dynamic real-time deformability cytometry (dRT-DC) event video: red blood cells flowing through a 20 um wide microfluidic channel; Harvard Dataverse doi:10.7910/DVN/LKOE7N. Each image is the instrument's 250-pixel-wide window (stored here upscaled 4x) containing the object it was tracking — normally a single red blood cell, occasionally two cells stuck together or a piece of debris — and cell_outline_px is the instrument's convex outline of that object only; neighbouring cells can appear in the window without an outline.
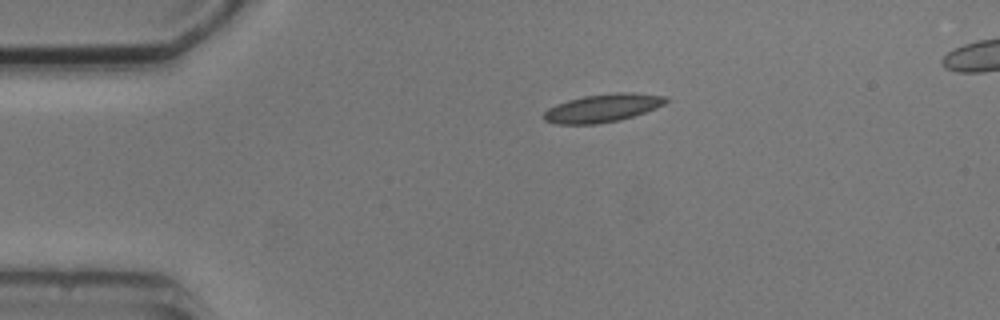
{"species": "common noctule bat (a hibernating species)", "species_latin": "Nyctalus noctula", "temperature_condition": "cold", "stored_images_in_passage": 3, "camera_frame_rate_fps": 3000, "um_per_image_px": 0.085, "animal": {"sex": "male", "body_mass_g": 20.5, "forearm_length_mm": 52.5}, "frame": {"image": 1, "passage_image": 1, "time_ms": 0.0, "image_size_px": [1000, 320], "cell_outline_px": [[672, 100], [656, 108], [620, 120], [596, 124], [556, 124], [544, 120], [544, 112], [548, 108], [556, 104], [568, 100], [584, 96], [616, 92], [632, 92], [668, 96]], "centroid_in_image_um": [51.27, 9.17], "position_along_channel_um": 33.7, "area_um2": 20.11}}